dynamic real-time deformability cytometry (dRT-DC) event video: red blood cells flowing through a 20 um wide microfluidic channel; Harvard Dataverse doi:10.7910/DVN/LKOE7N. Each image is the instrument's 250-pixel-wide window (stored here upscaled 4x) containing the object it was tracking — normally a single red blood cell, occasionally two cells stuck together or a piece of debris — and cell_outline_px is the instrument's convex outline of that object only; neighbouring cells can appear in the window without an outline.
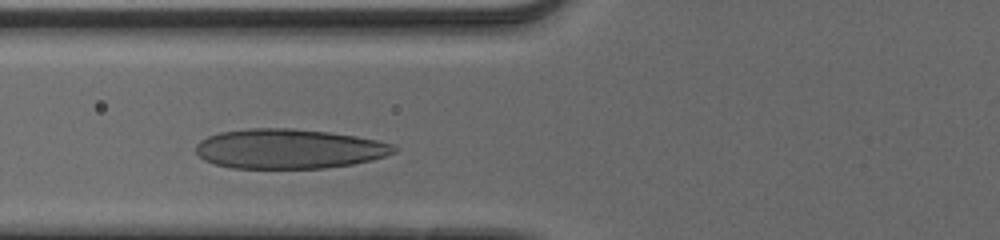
{"species": "human", "species_latin": "Homo sapiens", "temperature_condition": "cold", "stored_images_in_passage": 27, "camera_frame_rate_fps": 3000, "um_per_image_px": 0.085, "donor": {"sex": "male"}, "frame": {"image": 1, "passage_image": 4, "time_ms": 1.0, "image_size_px": [1000, 240], "cell_outline_px": [[400, 148], [396, 152], [372, 160], [352, 164], [324, 168], [232, 168], [216, 164], [204, 160], [196, 152], [196, 144], [200, 140], [208, 136], [220, 132], [248, 128], [292, 128], [328, 132], [356, 136], [376, 140], [392, 144]], "centroid_in_image_um": [24.56, 12.65], "position_along_channel_um": 101.2, "area_um2": 45.89}}
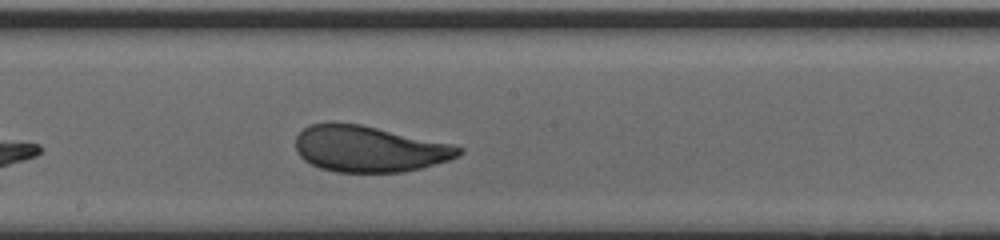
{"frame": {"image": 2, "passage_image": 13, "time_ms": 4.0, "image_size_px": [1000, 240], "cell_outline_px": [[464, 152], [448, 160], [420, 168], [404, 172], [336, 172], [320, 168], [304, 160], [296, 152], [296, 136], [304, 128], [312, 124], [328, 120], [332, 120], [360, 124], [452, 144], [464, 148]], "centroid_in_image_um": [31.33, 12.63], "position_along_channel_um": 216.9, "area_um2": 44.1}}
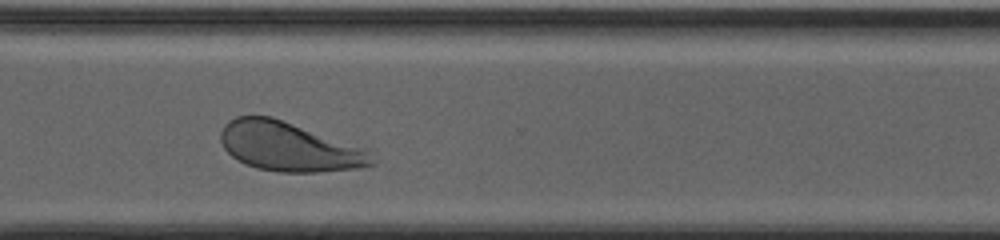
{"frame": {"image": 3, "passage_image": 23, "time_ms": 7.333, "image_size_px": [1000, 240], "cell_outline_px": [[376, 164], [360, 168], [320, 172], [280, 172], [256, 168], [232, 156], [224, 148], [220, 140], [220, 132], [224, 124], [228, 120], [236, 116], [272, 116], [376, 152]], "centroid_in_image_um": [24.62, 12.47], "position_along_channel_um": 346.0, "area_um2": 43.64}, "authors_computed_cell_mechanics": {"area_um2": 43.9858, "velocity_mm_per_s": 3.8621, "shape_relaxation_time_tau1_ms": 2.94, "shape_relaxation_time_tau2_ms": 0.7473, "deformation_change_tau1": 0.1432, "deformation_change_tau2": 0.0589}}